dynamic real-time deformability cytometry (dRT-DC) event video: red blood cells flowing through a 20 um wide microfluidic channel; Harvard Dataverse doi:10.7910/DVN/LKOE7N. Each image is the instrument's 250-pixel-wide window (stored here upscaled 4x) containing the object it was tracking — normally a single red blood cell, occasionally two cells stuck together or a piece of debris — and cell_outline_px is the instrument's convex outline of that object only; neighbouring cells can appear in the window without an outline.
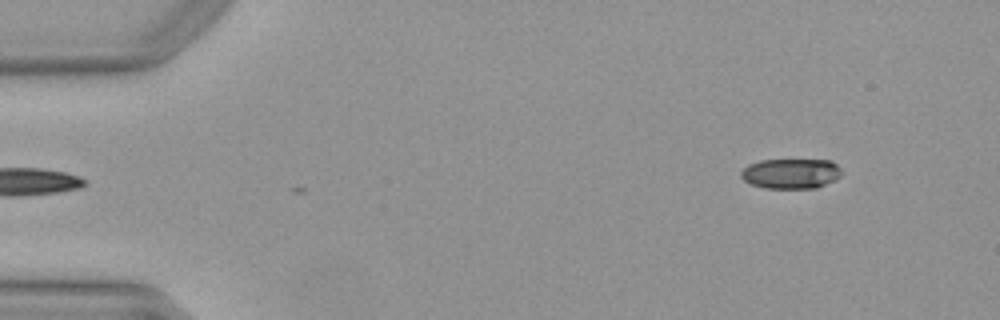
{"species": "Egyptian fruit bat (a non-hibernating species)", "species_latin": "Rousettus aegyptiacus", "temperature_condition": "warm", "stored_images_in_passage": 4, "camera_frame_rate_fps": 3000, "um_per_image_px": 0.085, "animal": {"sex": "female"}, "frame": {"image": 1, "passage_image": 1, "time_ms": 0.0, "image_size_px": [1000, 320], "cell_outline_px": [[840, 176], [816, 188], [764, 188], [752, 184], [744, 180], [740, 176], [740, 172], [748, 164], [760, 160], [832, 160], [840, 168]], "centroid_in_image_um": [67.19, 14.74], "position_along_channel_um": 17.8, "area_um2": 17.51}}